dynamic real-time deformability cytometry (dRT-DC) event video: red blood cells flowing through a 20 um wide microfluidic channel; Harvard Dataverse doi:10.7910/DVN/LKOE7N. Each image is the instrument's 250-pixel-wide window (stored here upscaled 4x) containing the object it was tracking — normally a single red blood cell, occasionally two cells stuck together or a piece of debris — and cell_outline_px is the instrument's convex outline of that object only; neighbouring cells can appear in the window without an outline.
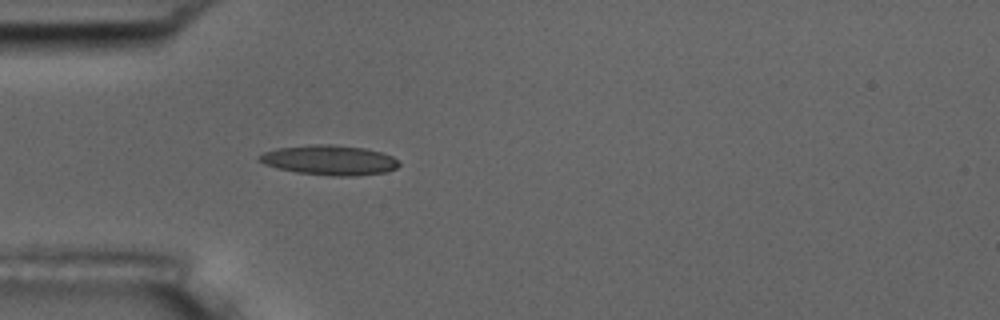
{"species": "common noctule bat (a hibernating species)", "species_latin": "Nyctalus noctula", "temperature_condition": "room temperature", "stored_images_in_passage": 4, "camera_frame_rate_fps": 3000, "um_per_image_px": 0.085, "animal": {"sex": "male", "body_mass_g": 17.5, "forearm_length_mm": 52.3}, "frame": {"image": 1, "passage_image": 4, "time_ms": 3.333, "image_size_px": [1000, 320], "cell_outline_px": [[400, 164], [396, 168], [384, 172], [352, 176], [332, 176], [296, 172], [264, 164], [256, 160], [256, 156], [264, 152], [276, 148], [312, 144], [332, 144], [364, 148], [380, 152], [392, 156]], "centroid_in_image_um": [27.95, 13.6], "position_along_channel_um": 57.1, "area_um2": 24.28}}